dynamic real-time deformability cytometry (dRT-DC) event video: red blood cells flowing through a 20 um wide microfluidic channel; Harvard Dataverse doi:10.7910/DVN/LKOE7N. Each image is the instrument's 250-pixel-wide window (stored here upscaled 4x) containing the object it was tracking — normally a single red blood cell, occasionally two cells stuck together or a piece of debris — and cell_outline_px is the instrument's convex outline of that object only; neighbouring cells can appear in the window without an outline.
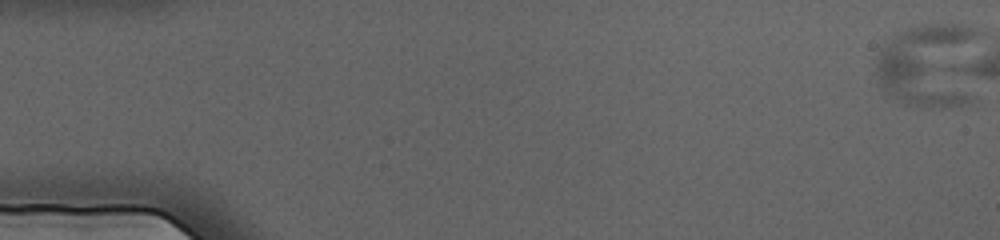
{"species": "human", "species_latin": "Homo sapiens", "temperature_condition": "cold", "stored_images_in_passage": 2, "camera_frame_rate_fps": 3000, "um_per_image_px": 0.085, "donor": {"sex": "female"}, "frame": {"image": 1, "passage_image": 1, "time_ms": 0.0, "image_size_px": [1000, 240], "cell_outline_px": [[980, 100], [976, 108], [920, 108], [904, 104], [884, 92], [876, 84], [872, 72], [876, 56], [884, 40], [896, 32], [920, 24], [960, 24], [980, 32]], "centroid_in_image_um": [79.15, 5.65], "position_along_channel_um": 5.8, "area_um2": 56.88}}